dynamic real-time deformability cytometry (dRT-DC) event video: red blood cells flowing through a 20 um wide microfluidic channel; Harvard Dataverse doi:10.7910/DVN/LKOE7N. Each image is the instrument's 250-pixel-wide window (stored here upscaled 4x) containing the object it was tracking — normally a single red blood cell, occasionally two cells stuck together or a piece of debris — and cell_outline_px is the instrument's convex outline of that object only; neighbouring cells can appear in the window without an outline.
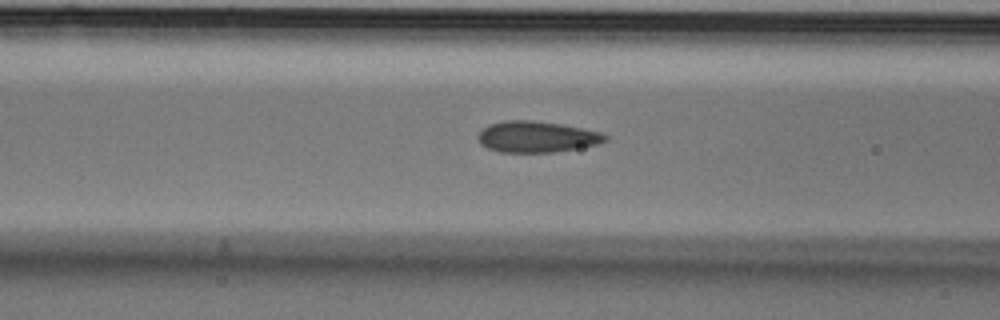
{"species": "Egyptian fruit bat (a non-hibernating species)", "species_latin": "Rousettus aegyptiacus", "temperature_condition": "cold", "stored_images_in_passage": 36, "camera_frame_rate_fps": 3000, "um_per_image_px": 0.085, "animal": {"sex": "male"}, "frame": {"image": 1, "passage_image": 12, "time_ms": 3.667, "image_size_px": [1000, 320], "cell_outline_px": [[608, 140], [596, 144], [576, 148], [552, 152], [500, 152], [488, 148], [480, 144], [476, 136], [488, 124], [504, 120], [532, 120], [564, 124], [584, 128], [600, 132], [608, 136]], "centroid_in_image_um": [45.6, 11.61], "position_along_channel_um": 121.0, "area_um2": 23.18}}
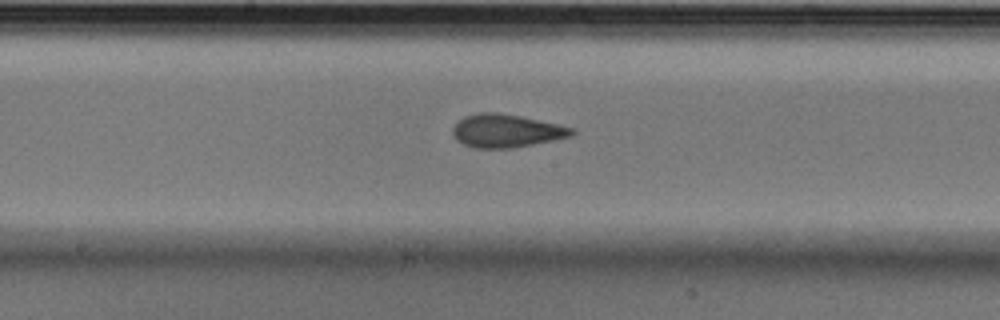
{"frame": {"image": 2, "passage_image": 19, "time_ms": 6.0, "image_size_px": [1000, 320], "cell_outline_px": [[576, 132], [572, 136], [512, 148], [472, 148], [456, 140], [452, 136], [452, 128], [464, 116], [480, 112], [496, 112], [520, 116], [556, 124], [572, 128]], "centroid_in_image_um": [42.98, 11.12], "position_along_channel_um": 205.2, "area_um2": 22.83}}
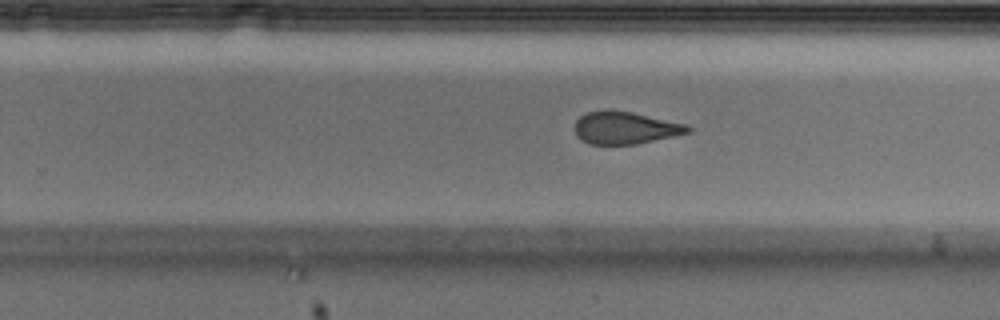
{"frame": {"image": 3, "passage_image": 25, "time_ms": 8.0, "image_size_px": [1000, 320], "cell_outline_px": [[696, 128], [692, 132], [636, 144], [592, 144], [580, 140], [576, 136], [576, 120], [580, 116], [588, 112], [604, 108], [632, 112], [688, 124]], "centroid_in_image_um": [53.19, 10.85], "position_along_channel_um": 276.6, "area_um2": 21.68}}